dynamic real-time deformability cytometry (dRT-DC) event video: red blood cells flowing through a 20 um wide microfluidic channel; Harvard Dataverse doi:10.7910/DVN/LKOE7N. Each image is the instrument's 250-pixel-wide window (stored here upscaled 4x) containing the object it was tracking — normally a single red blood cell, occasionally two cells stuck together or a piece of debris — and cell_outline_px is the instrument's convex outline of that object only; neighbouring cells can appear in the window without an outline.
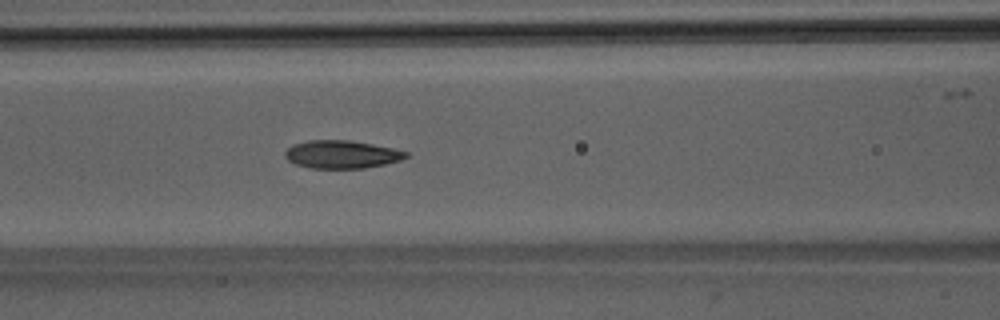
{"species": "Egyptian fruit bat (a non-hibernating species)", "species_latin": "Rousettus aegyptiacus", "temperature_condition": "room temperature", "stored_images_in_passage": 52, "camera_frame_rate_fps": 3000, "um_per_image_px": 0.085, "animal": {"sex": "male"}, "frame": {"image": 1, "passage_image": 22, "time_ms": 7.0, "image_size_px": [1000, 320], "cell_outline_px": [[408, 156], [400, 160], [384, 164], [364, 168], [308, 168], [296, 164], [288, 160], [284, 156], [284, 152], [292, 144], [308, 140], [348, 140], [372, 144], [392, 148], [408, 152]], "centroid_in_image_um": [29.0, 13.12], "position_along_channel_um": 137.6, "area_um2": 19.65}}
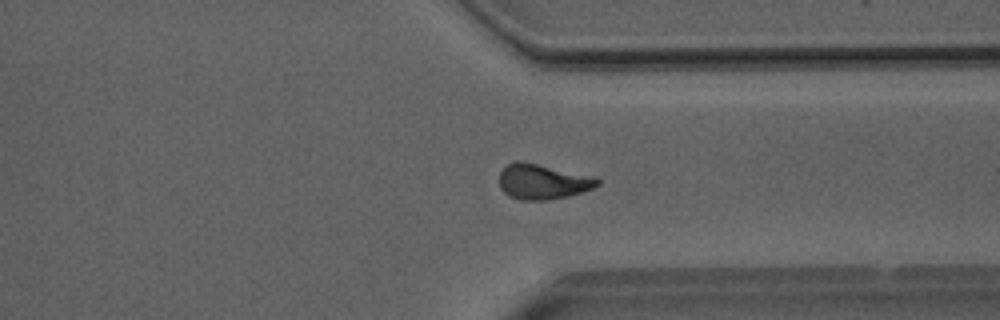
{"frame": {"image": 2, "passage_image": 39, "time_ms": 12.667, "image_size_px": [1000, 320], "cell_outline_px": [[600, 184], [592, 188], [568, 196], [548, 200], [520, 200], [508, 196], [500, 188], [500, 172], [508, 164], [516, 160], [520, 160], [596, 176], [600, 180]], "centroid_in_image_um": [46.14, 15.43], "position_along_channel_um": 365.3, "area_um2": 20.29}}
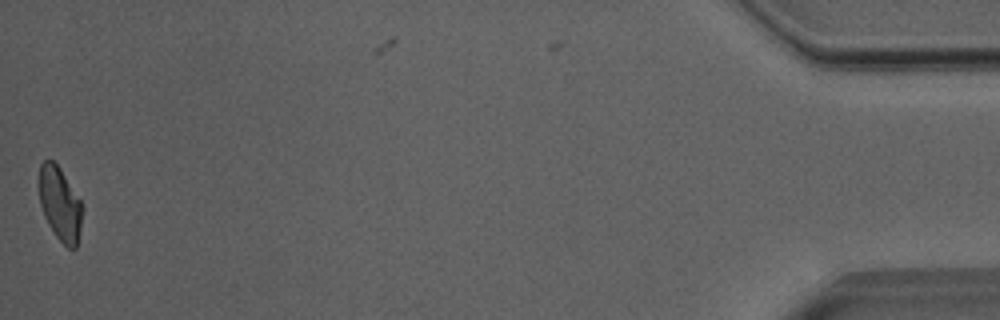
{"frame": {"image": 3, "passage_image": 51, "time_ms": 16.667, "image_size_px": [1000, 320], "cell_outline_px": [[84, 208], [76, 248], [68, 248], [56, 236], [48, 224], [44, 216], [40, 204], [40, 164], [44, 160], [52, 160], [60, 168], [84, 204]], "centroid_in_image_um": [5.13, 17.33], "position_along_channel_um": 430.1, "area_um2": 18.55}, "authors_computed_cell_mechanics": {"area_um2": 19.9988, "velocity_mm_per_s": 4.017, "shape_relaxation_time_tau1_ms": 4.1523, "shape_relaxation_time_tau2_ms": 2.264, "deformation_change_tau1": 0.1454, "deformation_change_tau2": 0.0735}}